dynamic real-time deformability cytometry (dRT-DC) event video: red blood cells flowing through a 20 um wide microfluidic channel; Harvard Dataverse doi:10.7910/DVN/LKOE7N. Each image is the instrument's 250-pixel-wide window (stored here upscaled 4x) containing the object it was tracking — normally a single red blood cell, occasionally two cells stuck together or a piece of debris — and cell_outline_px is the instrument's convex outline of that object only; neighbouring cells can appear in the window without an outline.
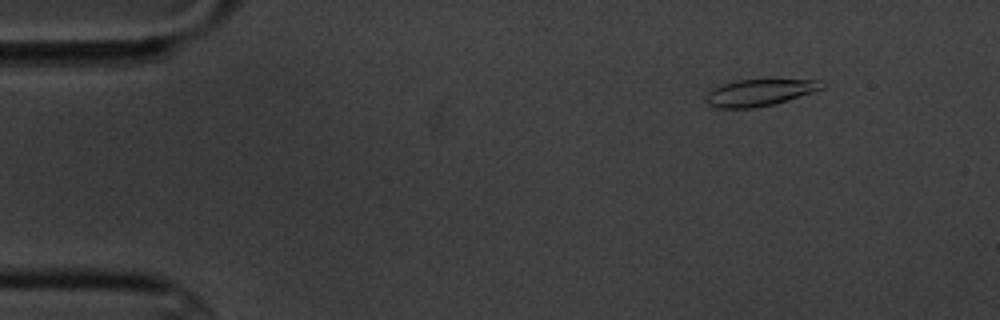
{"species": "common noctule bat (a hibernating species)", "species_latin": "Nyctalus noctula", "temperature_condition": "cold", "stored_images_in_passage": 4, "camera_frame_rate_fps": 3000, "um_per_image_px": 0.085, "animal": {"sex": "male", "body_mass_g": 20.1, "forearm_length_mm": 53.5}, "frame": {"image": 1, "passage_image": 2, "time_ms": 1.333, "image_size_px": [1000, 320], "cell_outline_px": [[824, 88], [776, 104], [752, 108], [716, 108], [708, 104], [704, 100], [704, 96], [712, 88], [736, 80], [820, 80]], "centroid_in_image_um": [64.49, 7.88], "position_along_channel_um": 20.5, "area_um2": 17.98}}